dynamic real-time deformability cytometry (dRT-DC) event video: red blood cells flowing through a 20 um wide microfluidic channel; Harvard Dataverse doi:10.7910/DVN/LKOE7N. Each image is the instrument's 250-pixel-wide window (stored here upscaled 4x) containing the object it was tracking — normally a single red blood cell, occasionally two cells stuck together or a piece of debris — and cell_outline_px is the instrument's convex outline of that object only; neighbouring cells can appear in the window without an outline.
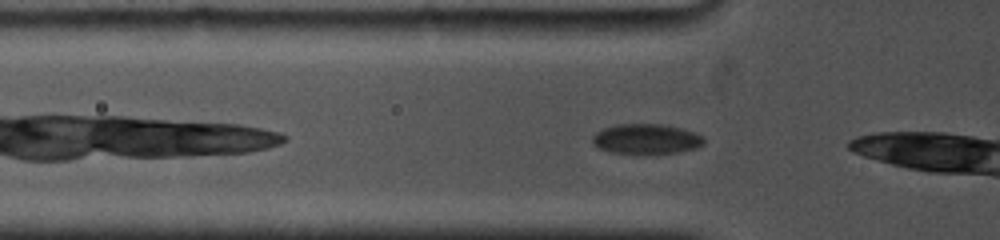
{"species": "common noctule bat (a hibernating species)", "species_latin": "Nyctalus noctula", "temperature_condition": "cold", "stored_images_in_passage": 9, "camera_frame_rate_fps": 5000, "um_per_image_px": 0.085, "animal": {"sex": "female", "body_mass_g": 19.0, "forearm_length_mm": 53.3}, "frame": {"image": 1, "passage_image": 2, "time_ms": 0.2, "image_size_px": [1000, 240], "cell_outline_px": [[704, 144], [696, 148], [680, 152], [612, 152], [600, 148], [592, 144], [592, 136], [596, 132], [604, 128], [616, 124], [664, 124], [696, 132], [704, 136]], "centroid_in_image_um": [54.96, 11.78], "position_along_channel_um": 70.8, "area_um2": 19.25}}
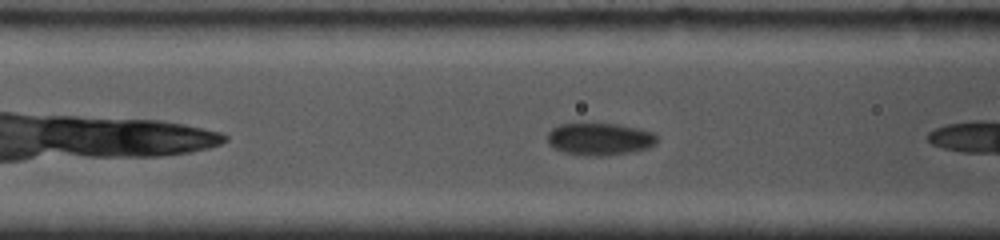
{"frame": {"image": 2, "passage_image": 6, "time_ms": 1.4, "image_size_px": [1000, 240], "cell_outline_px": [[656, 144], [648, 148], [628, 152], [600, 156], [588, 156], [564, 152], [548, 144], [548, 132], [552, 128], [560, 124], [616, 124], [640, 128], [652, 132], [656, 136]], "centroid_in_image_um": [50.97, 11.81], "position_along_channel_um": 115.6, "area_um2": 20.4}}